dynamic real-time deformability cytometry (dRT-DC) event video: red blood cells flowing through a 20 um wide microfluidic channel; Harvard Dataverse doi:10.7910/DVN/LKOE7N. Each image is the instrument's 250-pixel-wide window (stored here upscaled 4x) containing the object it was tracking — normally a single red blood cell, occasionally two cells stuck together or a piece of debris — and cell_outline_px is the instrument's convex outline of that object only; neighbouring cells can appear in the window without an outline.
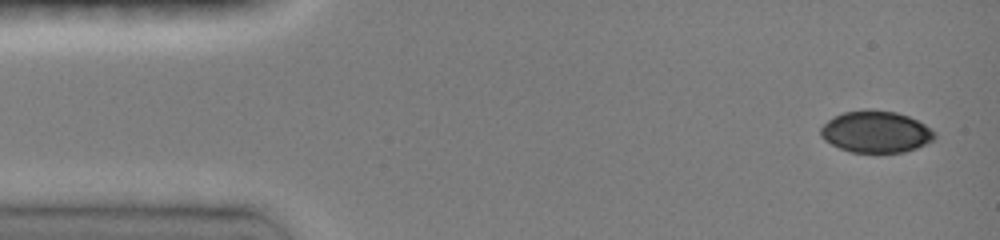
{"species": "common noctule bat (a hibernating species)", "species_latin": "Nyctalus noctula", "temperature_condition": "room temperature", "stored_images_in_passage": 11, "camera_frame_rate_fps": 3000, "um_per_image_px": 0.085, "animal": {"sex": "female", "body_mass_g": 19.0, "forearm_length_mm": 51.5}, "frame": {"image": 1, "passage_image": 1, "time_ms": 0.0, "image_size_px": [1000, 240], "cell_outline_px": [[936, 136], [932, 140], [916, 148], [904, 152], [852, 152], [840, 148], [824, 140], [820, 136], [820, 128], [828, 120], [844, 112], [864, 108], [872, 108], [896, 112], [908, 116], [924, 124], [936, 132]], "centroid_in_image_um": [74.44, 11.18], "position_along_channel_um": 10.6, "area_um2": 27.74}}
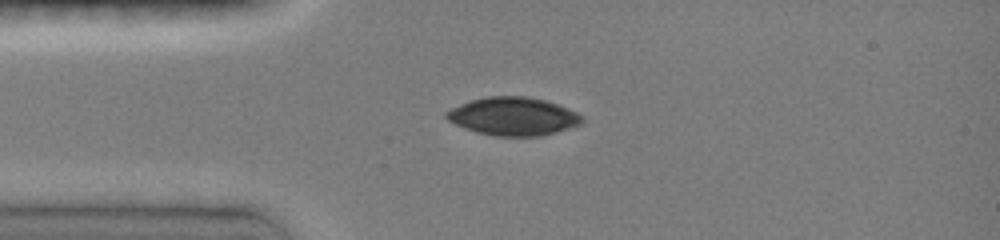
{"frame": {"image": 2, "passage_image": 10, "time_ms": 3.0, "image_size_px": [1000, 240], "cell_outline_px": [[584, 120], [580, 124], [556, 132], [540, 136], [496, 136], [476, 132], [464, 128], [448, 120], [444, 116], [444, 112], [460, 104], [472, 100], [488, 96], [524, 96], [544, 100], [568, 108], [576, 112]], "centroid_in_image_um": [43.59, 9.89], "position_along_channel_um": 41.4, "area_um2": 29.94}}